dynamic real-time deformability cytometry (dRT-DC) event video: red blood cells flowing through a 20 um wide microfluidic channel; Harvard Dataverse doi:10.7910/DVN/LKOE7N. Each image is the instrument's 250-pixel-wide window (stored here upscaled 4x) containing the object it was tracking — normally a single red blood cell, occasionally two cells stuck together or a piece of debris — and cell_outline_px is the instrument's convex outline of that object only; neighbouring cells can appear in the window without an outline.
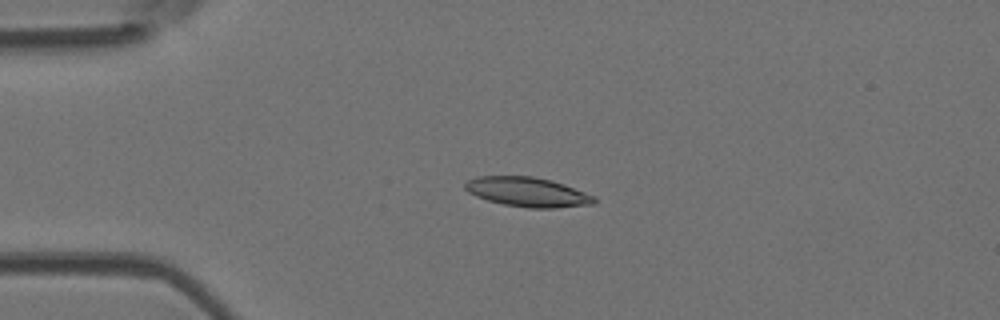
{"species": "Egyptian fruit bat (a non-hibernating species)", "species_latin": "Rousettus aegyptiacus", "temperature_condition": "room temperature", "stored_images_in_passage": 43, "camera_frame_rate_fps": 3000, "um_per_image_px": 0.085, "animal": {"sex": "female"}, "frame": {"image": 1, "passage_image": 6, "time_ms": 1.667, "image_size_px": [1000, 320], "cell_outline_px": [[596, 204], [556, 208], [528, 208], [504, 204], [488, 200], [476, 196], [468, 192], [464, 188], [464, 184], [468, 180], [476, 176], [532, 176], [552, 180], [564, 184], [596, 196]], "centroid_in_image_um": [44.87, 16.32], "position_along_channel_um": 40.1, "area_um2": 22.37}}
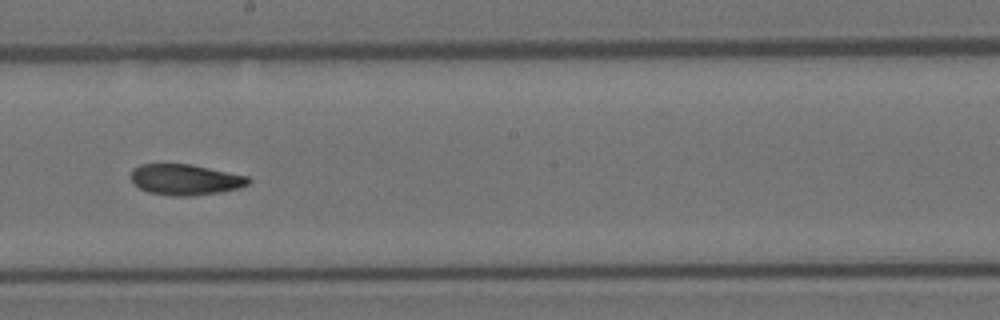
{"frame": {"image": 2, "passage_image": 22, "time_ms": 7.0, "image_size_px": [1000, 320], "cell_outline_px": [[252, 180], [248, 184], [240, 188], [220, 192], [188, 196], [172, 196], [148, 192], [132, 184], [132, 168], [140, 164], [192, 164], [248, 176]], "centroid_in_image_um": [15.75, 15.26], "position_along_channel_um": 232.4, "area_um2": 21.21}}
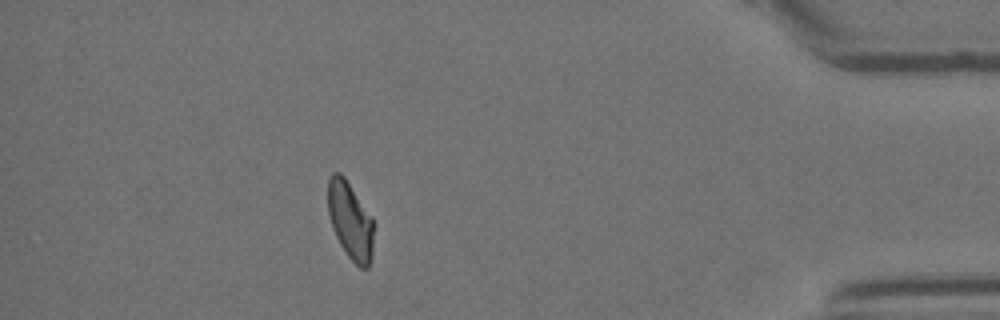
{"frame": {"image": 3, "passage_image": 38, "time_ms": 12.333, "image_size_px": [1000, 320], "cell_outline_px": [[372, 252], [368, 268], [360, 268], [348, 256], [340, 244], [332, 228], [328, 212], [328, 176], [332, 172], [340, 172], [344, 176], [372, 216]], "centroid_in_image_um": [29.75, 18.71], "position_along_channel_um": 405.5, "area_um2": 20.52}, "authors_computed_cell_mechanics": {"area_um2": 21.4438, "velocity_mm_per_s": 4.1381, "shape_relaxation_time_tau1_ms": 7.0451, "shape_relaxation_time_tau2_ms": 2.6108, "deformation_change_tau1": 0.1804, "deformation_change_tau2": 0.0831}}